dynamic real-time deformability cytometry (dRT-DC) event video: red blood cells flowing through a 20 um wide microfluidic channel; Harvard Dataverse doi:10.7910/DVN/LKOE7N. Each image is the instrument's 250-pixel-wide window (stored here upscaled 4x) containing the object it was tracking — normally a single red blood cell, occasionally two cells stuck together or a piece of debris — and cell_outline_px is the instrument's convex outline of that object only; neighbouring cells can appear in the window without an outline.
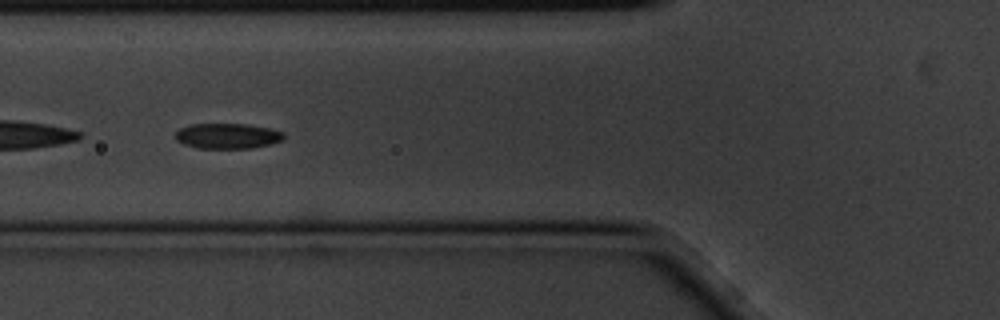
{"species": "common noctule bat (a hibernating species)", "species_latin": "Nyctalus noctula", "temperature_condition": "cold", "stored_images_in_passage": 7, "camera_frame_rate_fps": 3000, "um_per_image_px": 0.085, "animal": {"sex": "male", "body_mass_g": 20.1, "forearm_length_mm": 53.5}, "frame": {"image": 1, "passage_image": 6, "time_ms": 1.667, "image_size_px": [1000, 320], "cell_outline_px": [[284, 140], [252, 148], [196, 148], [184, 144], [176, 140], [176, 132], [180, 128], [188, 124], [248, 124], [272, 128], [284, 132]], "centroid_in_image_um": [19.35, 11.55], "position_along_channel_um": 106.4, "area_um2": 16.13}}